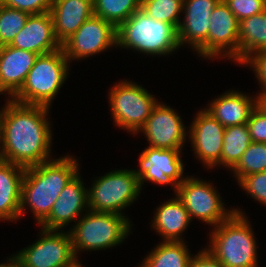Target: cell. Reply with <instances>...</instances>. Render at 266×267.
<instances>
[{"label":"cell","mask_w":266,"mask_h":267,"mask_svg":"<svg viewBox=\"0 0 266 267\" xmlns=\"http://www.w3.org/2000/svg\"><path fill=\"white\" fill-rule=\"evenodd\" d=\"M49 107L7 99L2 117L0 160L24 168L51 160Z\"/></svg>","instance_id":"1"},{"label":"cell","mask_w":266,"mask_h":267,"mask_svg":"<svg viewBox=\"0 0 266 267\" xmlns=\"http://www.w3.org/2000/svg\"><path fill=\"white\" fill-rule=\"evenodd\" d=\"M79 162L73 156L25 168L21 187L20 217L30 207L38 225L49 215L59 194L78 173Z\"/></svg>","instance_id":"2"},{"label":"cell","mask_w":266,"mask_h":267,"mask_svg":"<svg viewBox=\"0 0 266 267\" xmlns=\"http://www.w3.org/2000/svg\"><path fill=\"white\" fill-rule=\"evenodd\" d=\"M245 215L242 209L234 208V213L210 233L206 249L224 267H258L257 243Z\"/></svg>","instance_id":"3"},{"label":"cell","mask_w":266,"mask_h":267,"mask_svg":"<svg viewBox=\"0 0 266 267\" xmlns=\"http://www.w3.org/2000/svg\"><path fill=\"white\" fill-rule=\"evenodd\" d=\"M144 55H171L180 48L178 30L169 23L157 21L141 8L117 27V46Z\"/></svg>","instance_id":"4"},{"label":"cell","mask_w":266,"mask_h":267,"mask_svg":"<svg viewBox=\"0 0 266 267\" xmlns=\"http://www.w3.org/2000/svg\"><path fill=\"white\" fill-rule=\"evenodd\" d=\"M70 62L63 49L39 55L13 101L51 108V102L68 79Z\"/></svg>","instance_id":"5"},{"label":"cell","mask_w":266,"mask_h":267,"mask_svg":"<svg viewBox=\"0 0 266 267\" xmlns=\"http://www.w3.org/2000/svg\"><path fill=\"white\" fill-rule=\"evenodd\" d=\"M84 214L69 229L76 257L81 250L101 251L116 247L131 233L132 223L125 215L89 209Z\"/></svg>","instance_id":"6"},{"label":"cell","mask_w":266,"mask_h":267,"mask_svg":"<svg viewBox=\"0 0 266 267\" xmlns=\"http://www.w3.org/2000/svg\"><path fill=\"white\" fill-rule=\"evenodd\" d=\"M95 179L88 189L89 210L124 215L123 209L141 193L134 169L113 170Z\"/></svg>","instance_id":"7"},{"label":"cell","mask_w":266,"mask_h":267,"mask_svg":"<svg viewBox=\"0 0 266 267\" xmlns=\"http://www.w3.org/2000/svg\"><path fill=\"white\" fill-rule=\"evenodd\" d=\"M109 103L115 125L131 134H137L151 115L158 99L142 85L122 80L110 88Z\"/></svg>","instance_id":"8"},{"label":"cell","mask_w":266,"mask_h":267,"mask_svg":"<svg viewBox=\"0 0 266 267\" xmlns=\"http://www.w3.org/2000/svg\"><path fill=\"white\" fill-rule=\"evenodd\" d=\"M14 256L22 267H76L80 261L75 256L69 230H45L32 245Z\"/></svg>","instance_id":"9"},{"label":"cell","mask_w":266,"mask_h":267,"mask_svg":"<svg viewBox=\"0 0 266 267\" xmlns=\"http://www.w3.org/2000/svg\"><path fill=\"white\" fill-rule=\"evenodd\" d=\"M217 188L209 181L187 176L177 187L176 196L181 200L190 218H197L213 227L228 219L234 208L226 209Z\"/></svg>","instance_id":"10"},{"label":"cell","mask_w":266,"mask_h":267,"mask_svg":"<svg viewBox=\"0 0 266 267\" xmlns=\"http://www.w3.org/2000/svg\"><path fill=\"white\" fill-rule=\"evenodd\" d=\"M210 19L207 40L196 50L199 57H227L239 64L240 21L223 0L214 8Z\"/></svg>","instance_id":"11"},{"label":"cell","mask_w":266,"mask_h":267,"mask_svg":"<svg viewBox=\"0 0 266 267\" xmlns=\"http://www.w3.org/2000/svg\"><path fill=\"white\" fill-rule=\"evenodd\" d=\"M182 150L179 149H159L146 147L139 156V169L134 172L139 178V185L146 181L154 184H170L174 187V193H177V187L186 178L183 177L184 165L181 159Z\"/></svg>","instance_id":"12"},{"label":"cell","mask_w":266,"mask_h":267,"mask_svg":"<svg viewBox=\"0 0 266 267\" xmlns=\"http://www.w3.org/2000/svg\"><path fill=\"white\" fill-rule=\"evenodd\" d=\"M114 46H117V28L93 15L62 44V49L70 62L100 54Z\"/></svg>","instance_id":"13"},{"label":"cell","mask_w":266,"mask_h":267,"mask_svg":"<svg viewBox=\"0 0 266 267\" xmlns=\"http://www.w3.org/2000/svg\"><path fill=\"white\" fill-rule=\"evenodd\" d=\"M170 106L158 102L151 115L137 133H144L150 147L182 150L186 142V128L179 114Z\"/></svg>","instance_id":"14"},{"label":"cell","mask_w":266,"mask_h":267,"mask_svg":"<svg viewBox=\"0 0 266 267\" xmlns=\"http://www.w3.org/2000/svg\"><path fill=\"white\" fill-rule=\"evenodd\" d=\"M188 132L194 155L204 167L213 169L221 165L225 127L205 109H201L195 115Z\"/></svg>","instance_id":"15"},{"label":"cell","mask_w":266,"mask_h":267,"mask_svg":"<svg viewBox=\"0 0 266 267\" xmlns=\"http://www.w3.org/2000/svg\"><path fill=\"white\" fill-rule=\"evenodd\" d=\"M81 179L78 172L64 187L49 215L39 224L42 229L60 231L70 222L78 221L84 215V213L82 214L83 211H88V188L84 187V182Z\"/></svg>","instance_id":"16"},{"label":"cell","mask_w":266,"mask_h":267,"mask_svg":"<svg viewBox=\"0 0 266 267\" xmlns=\"http://www.w3.org/2000/svg\"><path fill=\"white\" fill-rule=\"evenodd\" d=\"M221 0H186L183 2L184 21L178 27L180 47L190 45L195 51L207 40L210 16Z\"/></svg>","instance_id":"17"},{"label":"cell","mask_w":266,"mask_h":267,"mask_svg":"<svg viewBox=\"0 0 266 267\" xmlns=\"http://www.w3.org/2000/svg\"><path fill=\"white\" fill-rule=\"evenodd\" d=\"M10 46L38 55L61 49L62 45L55 37L50 12L30 15Z\"/></svg>","instance_id":"18"},{"label":"cell","mask_w":266,"mask_h":267,"mask_svg":"<svg viewBox=\"0 0 266 267\" xmlns=\"http://www.w3.org/2000/svg\"><path fill=\"white\" fill-rule=\"evenodd\" d=\"M38 56L10 45L0 46V95L12 98L21 89Z\"/></svg>","instance_id":"19"},{"label":"cell","mask_w":266,"mask_h":267,"mask_svg":"<svg viewBox=\"0 0 266 267\" xmlns=\"http://www.w3.org/2000/svg\"><path fill=\"white\" fill-rule=\"evenodd\" d=\"M49 12L55 37L62 45L94 15L93 0H52Z\"/></svg>","instance_id":"20"},{"label":"cell","mask_w":266,"mask_h":267,"mask_svg":"<svg viewBox=\"0 0 266 267\" xmlns=\"http://www.w3.org/2000/svg\"><path fill=\"white\" fill-rule=\"evenodd\" d=\"M255 96L251 98L245 93L229 90L213 99L209 106L204 109L225 128L247 124L252 110L260 102L259 96Z\"/></svg>","instance_id":"21"},{"label":"cell","mask_w":266,"mask_h":267,"mask_svg":"<svg viewBox=\"0 0 266 267\" xmlns=\"http://www.w3.org/2000/svg\"><path fill=\"white\" fill-rule=\"evenodd\" d=\"M25 168L0 160V221L20 219L21 187Z\"/></svg>","instance_id":"22"},{"label":"cell","mask_w":266,"mask_h":267,"mask_svg":"<svg viewBox=\"0 0 266 267\" xmlns=\"http://www.w3.org/2000/svg\"><path fill=\"white\" fill-rule=\"evenodd\" d=\"M154 213L152 228L164 241H184L181 235L189 227L191 220L188 211L176 196L163 202Z\"/></svg>","instance_id":"23"},{"label":"cell","mask_w":266,"mask_h":267,"mask_svg":"<svg viewBox=\"0 0 266 267\" xmlns=\"http://www.w3.org/2000/svg\"><path fill=\"white\" fill-rule=\"evenodd\" d=\"M261 50H266V10L240 21L239 65Z\"/></svg>","instance_id":"24"},{"label":"cell","mask_w":266,"mask_h":267,"mask_svg":"<svg viewBox=\"0 0 266 267\" xmlns=\"http://www.w3.org/2000/svg\"><path fill=\"white\" fill-rule=\"evenodd\" d=\"M184 241L160 242L141 262L142 267H189L190 249Z\"/></svg>","instance_id":"25"},{"label":"cell","mask_w":266,"mask_h":267,"mask_svg":"<svg viewBox=\"0 0 266 267\" xmlns=\"http://www.w3.org/2000/svg\"><path fill=\"white\" fill-rule=\"evenodd\" d=\"M251 142L247 124L226 127L223 136L221 165L232 170Z\"/></svg>","instance_id":"26"},{"label":"cell","mask_w":266,"mask_h":267,"mask_svg":"<svg viewBox=\"0 0 266 267\" xmlns=\"http://www.w3.org/2000/svg\"><path fill=\"white\" fill-rule=\"evenodd\" d=\"M142 6V0H93L94 15L116 28Z\"/></svg>","instance_id":"27"},{"label":"cell","mask_w":266,"mask_h":267,"mask_svg":"<svg viewBox=\"0 0 266 267\" xmlns=\"http://www.w3.org/2000/svg\"><path fill=\"white\" fill-rule=\"evenodd\" d=\"M231 171L237 182L247 175L266 171V143L251 142Z\"/></svg>","instance_id":"28"},{"label":"cell","mask_w":266,"mask_h":267,"mask_svg":"<svg viewBox=\"0 0 266 267\" xmlns=\"http://www.w3.org/2000/svg\"><path fill=\"white\" fill-rule=\"evenodd\" d=\"M141 9L153 19L172 24L178 30L183 2L181 0H142Z\"/></svg>","instance_id":"29"},{"label":"cell","mask_w":266,"mask_h":267,"mask_svg":"<svg viewBox=\"0 0 266 267\" xmlns=\"http://www.w3.org/2000/svg\"><path fill=\"white\" fill-rule=\"evenodd\" d=\"M30 14L12 9L0 3V46L10 45L15 36L24 28Z\"/></svg>","instance_id":"30"},{"label":"cell","mask_w":266,"mask_h":267,"mask_svg":"<svg viewBox=\"0 0 266 267\" xmlns=\"http://www.w3.org/2000/svg\"><path fill=\"white\" fill-rule=\"evenodd\" d=\"M238 185L257 202L266 205V171L243 177Z\"/></svg>","instance_id":"31"},{"label":"cell","mask_w":266,"mask_h":267,"mask_svg":"<svg viewBox=\"0 0 266 267\" xmlns=\"http://www.w3.org/2000/svg\"><path fill=\"white\" fill-rule=\"evenodd\" d=\"M239 21L266 10V0H223Z\"/></svg>","instance_id":"32"},{"label":"cell","mask_w":266,"mask_h":267,"mask_svg":"<svg viewBox=\"0 0 266 267\" xmlns=\"http://www.w3.org/2000/svg\"><path fill=\"white\" fill-rule=\"evenodd\" d=\"M247 125L252 142L266 143V107L261 102L252 110Z\"/></svg>","instance_id":"33"},{"label":"cell","mask_w":266,"mask_h":267,"mask_svg":"<svg viewBox=\"0 0 266 267\" xmlns=\"http://www.w3.org/2000/svg\"><path fill=\"white\" fill-rule=\"evenodd\" d=\"M0 3L12 9L32 14H42L50 11L52 0H0Z\"/></svg>","instance_id":"34"},{"label":"cell","mask_w":266,"mask_h":267,"mask_svg":"<svg viewBox=\"0 0 266 267\" xmlns=\"http://www.w3.org/2000/svg\"><path fill=\"white\" fill-rule=\"evenodd\" d=\"M242 65L251 66L259 85L261 84L262 92L259 91L258 96L261 98L266 94V50H261L250 55Z\"/></svg>","instance_id":"35"},{"label":"cell","mask_w":266,"mask_h":267,"mask_svg":"<svg viewBox=\"0 0 266 267\" xmlns=\"http://www.w3.org/2000/svg\"><path fill=\"white\" fill-rule=\"evenodd\" d=\"M189 267H224L206 248L191 257Z\"/></svg>","instance_id":"36"},{"label":"cell","mask_w":266,"mask_h":267,"mask_svg":"<svg viewBox=\"0 0 266 267\" xmlns=\"http://www.w3.org/2000/svg\"><path fill=\"white\" fill-rule=\"evenodd\" d=\"M8 260H6V263H1L0 267H22L21 263L19 262V260L12 255L11 258H7Z\"/></svg>","instance_id":"37"},{"label":"cell","mask_w":266,"mask_h":267,"mask_svg":"<svg viewBox=\"0 0 266 267\" xmlns=\"http://www.w3.org/2000/svg\"><path fill=\"white\" fill-rule=\"evenodd\" d=\"M3 113H4V108L2 107V109L0 111V140H1V128H2V117H3Z\"/></svg>","instance_id":"38"},{"label":"cell","mask_w":266,"mask_h":267,"mask_svg":"<svg viewBox=\"0 0 266 267\" xmlns=\"http://www.w3.org/2000/svg\"><path fill=\"white\" fill-rule=\"evenodd\" d=\"M76 267H83V265L80 262Z\"/></svg>","instance_id":"39"}]
</instances>
